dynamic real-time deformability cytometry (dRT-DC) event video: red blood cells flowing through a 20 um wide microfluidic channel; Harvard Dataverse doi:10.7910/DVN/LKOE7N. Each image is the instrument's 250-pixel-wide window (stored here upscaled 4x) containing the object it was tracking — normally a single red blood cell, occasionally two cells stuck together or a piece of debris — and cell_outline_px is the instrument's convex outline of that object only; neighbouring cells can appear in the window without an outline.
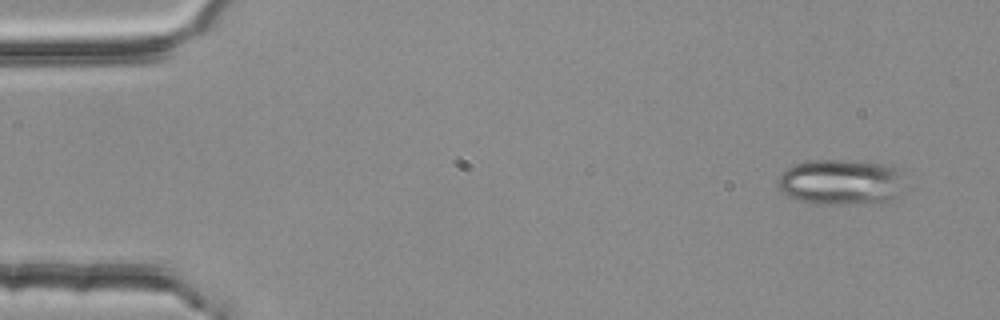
{"species": "common noctule bat (a hibernating species)", "species_latin": "Nyctalus noctula", "temperature_condition": "room temperature", "stored_images_in_passage": 3, "camera_frame_rate_fps": 3000, "um_per_image_px": 0.085, "animal": {"sex": "female", "body_mass_g": 25.1}, "frame": {"image": 1, "passage_image": 1, "time_ms": 0.0, "image_size_px": [1000, 320], "cell_outline_px": [[904, 172], [896, 196], [884, 204], [812, 204], [796, 200], [788, 196], [776, 184], [776, 180], [788, 168], [796, 164], [812, 160], [840, 160], [884, 164], [896, 168]], "centroid_in_image_um": [71.47, 15.5], "position_along_channel_um": 13.5, "area_um2": 33.87}}